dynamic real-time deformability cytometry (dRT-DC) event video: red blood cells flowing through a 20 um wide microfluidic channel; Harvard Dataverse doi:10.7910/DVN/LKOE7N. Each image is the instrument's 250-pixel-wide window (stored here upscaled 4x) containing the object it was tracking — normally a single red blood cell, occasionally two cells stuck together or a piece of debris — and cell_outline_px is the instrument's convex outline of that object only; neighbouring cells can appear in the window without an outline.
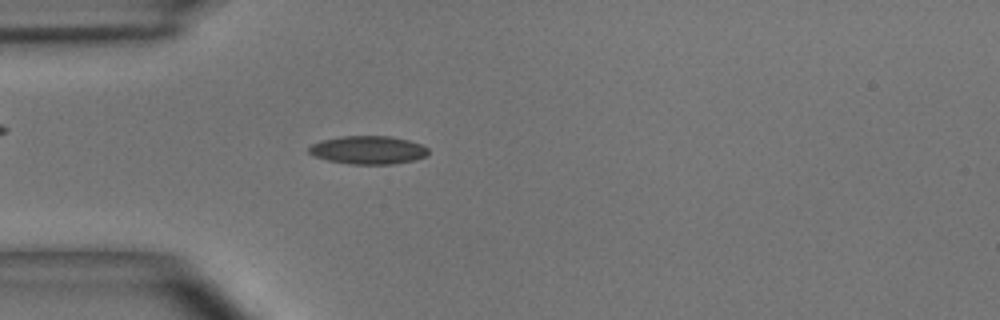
{"species": "common noctule bat (a hibernating species)", "species_latin": "Nyctalus noctula", "temperature_condition": "room temperature", "stored_images_in_passage": 48, "camera_frame_rate_fps": 3000, "um_per_image_px": 0.085, "animal": {"sex": "male", "body_mass_g": 15.6}, "frame": {"image": 1, "passage_image": 13, "time_ms": 4.0, "image_size_px": [1000, 320], "cell_outline_px": [[428, 156], [416, 160], [392, 164], [352, 164], [328, 160], [316, 156], [308, 152], [308, 148], [312, 144], [320, 140], [340, 136], [392, 136], [408, 140], [420, 144], [428, 148]], "centroid_in_image_um": [31.31, 12.74], "position_along_channel_um": 53.7, "area_um2": 19.71}}
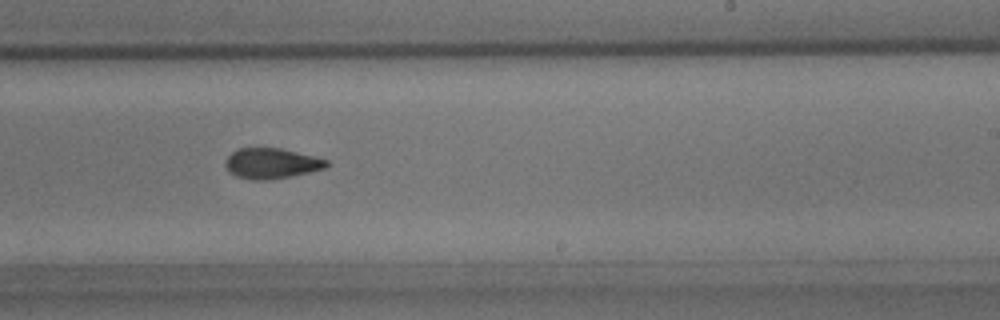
{"frame": {"image": 2, "passage_image": 29, "time_ms": 9.333, "image_size_px": [1000, 320], "cell_outline_px": [[328, 164], [324, 168], [308, 172], [288, 176], [264, 180], [252, 180], [236, 176], [228, 172], [224, 164], [228, 156], [236, 148], [280, 148], [328, 160]], "centroid_in_image_um": [23.0, 13.88], "position_along_channel_um": 266.0, "area_um2": 17.69}}
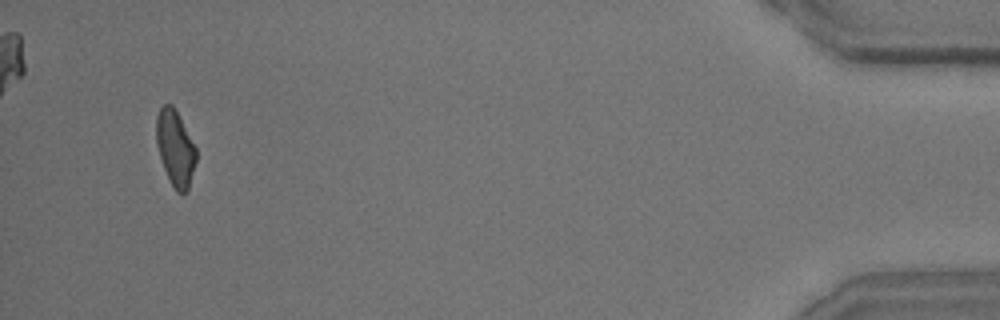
{"frame": {"image": 3, "passage_image": 46, "time_ms": 15.0, "image_size_px": [1000, 320], "cell_outline_px": [[196, 160], [188, 188], [184, 192], [176, 192], [164, 168], [156, 144], [156, 116], [160, 108], [164, 104], [172, 104], [196, 148]], "centroid_in_image_um": [14.88, 12.56], "position_along_channel_um": 420.3, "area_um2": 17.11}, "authors_computed_cell_mechanics": {"area_um2": 18.207, "velocity_mm_per_s": 4.0773, "shape_relaxation_time_tau1_ms": 7.3601, "shape_relaxation_time_tau2_ms": 3.2126, "deformation_change_tau1": 0.1714, "deformation_change_tau2": 0.1088}}